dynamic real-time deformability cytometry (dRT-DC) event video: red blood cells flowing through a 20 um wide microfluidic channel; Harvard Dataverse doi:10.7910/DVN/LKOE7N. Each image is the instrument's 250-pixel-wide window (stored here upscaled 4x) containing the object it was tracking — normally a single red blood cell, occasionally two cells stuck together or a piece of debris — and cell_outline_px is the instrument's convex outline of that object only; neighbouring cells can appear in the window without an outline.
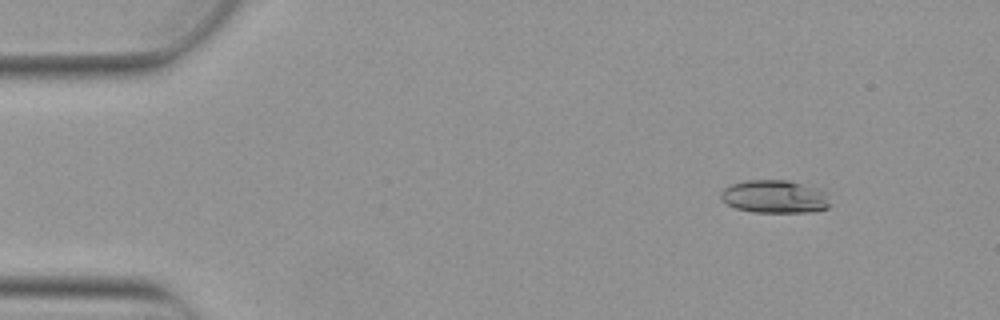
{"species": "Egyptian fruit bat (a non-hibernating species)", "species_latin": "Rousettus aegyptiacus", "temperature_condition": "warm", "stored_images_in_passage": 7, "camera_frame_rate_fps": 3000, "um_per_image_px": 0.085, "animal": {"sex": "female"}, "frame": {"image": 1, "passage_image": 2, "time_ms": 0.333, "image_size_px": [1000, 320], "cell_outline_px": [[832, 204], [828, 208], [808, 212], [752, 212], [736, 208], [720, 200], [720, 192], [728, 184], [744, 180], [788, 180], [820, 188], [824, 192]], "centroid_in_image_um": [65.83, 16.7], "position_along_channel_um": 19.2, "area_um2": 21.33}}
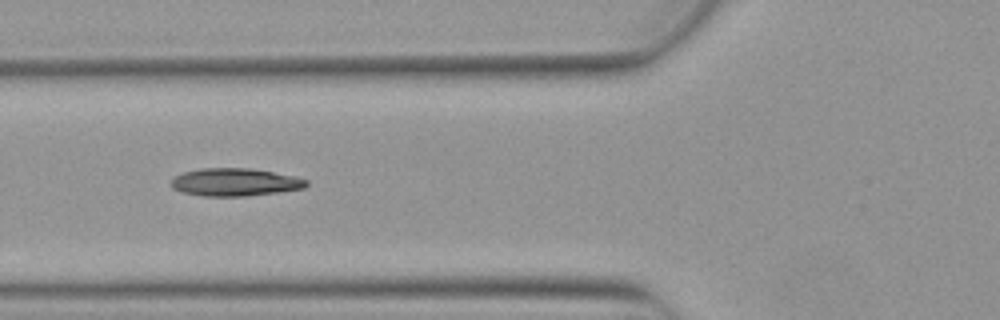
{"frame": {"image": 2, "passage_image": 6, "time_ms": 1.667, "image_size_px": [1000, 320], "cell_outline_px": [[308, 184], [304, 188], [280, 192], [248, 196], [204, 196], [184, 192], [172, 188], [172, 176], [184, 172], [200, 168], [252, 168], [296, 176], [308, 180]], "centroid_in_image_um": [20.0, 15.48], "position_along_channel_um": 105.8, "area_um2": 22.02}}
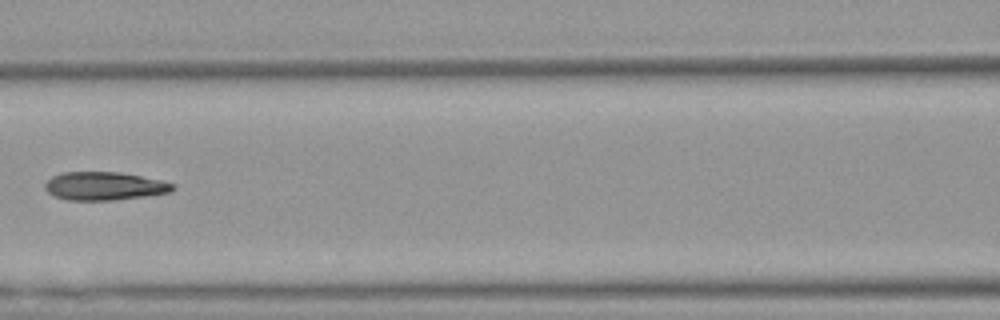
{"frame": {"image": 3, "passage_image": 7, "time_ms": 2.0, "image_size_px": [1000, 320], "cell_outline_px": [[176, 188], [172, 192], [144, 196], [112, 200], [68, 200], [56, 196], [48, 192], [44, 188], [44, 184], [52, 176], [64, 172], [120, 172], [160, 180], [176, 184]], "centroid_in_image_um": [8.89, 15.81], "position_along_channel_um": 157.7, "area_um2": 20.98}}